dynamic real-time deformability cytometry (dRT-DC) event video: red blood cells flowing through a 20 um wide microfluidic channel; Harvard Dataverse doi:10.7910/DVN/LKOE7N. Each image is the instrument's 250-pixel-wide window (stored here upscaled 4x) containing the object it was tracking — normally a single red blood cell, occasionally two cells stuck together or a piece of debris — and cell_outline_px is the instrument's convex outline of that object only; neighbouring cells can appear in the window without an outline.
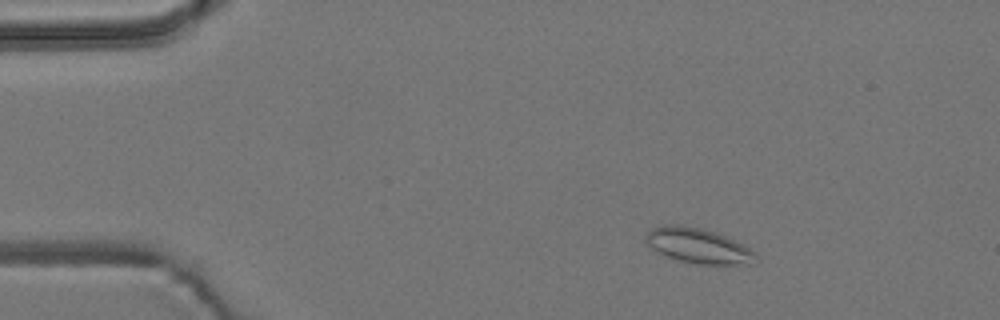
{"species": "common noctule bat (a hibernating species)", "species_latin": "Nyctalus noctula", "temperature_condition": "room temperature", "stored_images_in_passage": 4, "camera_frame_rate_fps": 3000, "um_per_image_px": 0.085, "animal": {"sex": "male", "body_mass_g": 19.2, "forearm_length_mm": 51.8}, "frame": {"image": 1, "passage_image": 1, "time_ms": 0.0, "image_size_px": [1000, 320], "cell_outline_px": [[756, 264], [696, 264], [680, 260], [668, 256], [652, 248], [644, 240], [644, 236], [652, 228], [664, 224], [680, 224], [700, 228], [716, 232], [744, 244], [756, 252]], "centroid_in_image_um": [59.37, 20.88], "position_along_channel_um": 25.6, "area_um2": 22.54}}
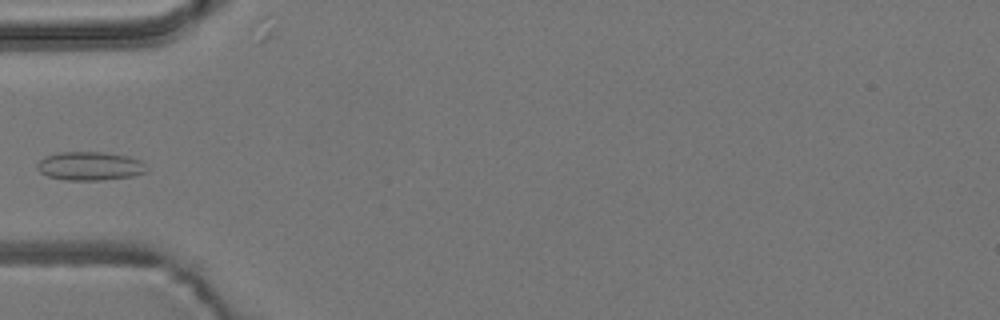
{"frame": {"image": 2, "passage_image": 4, "time_ms": 1.0, "image_size_px": [1000, 320], "cell_outline_px": [[148, 172], [132, 176], [100, 180], [64, 180], [48, 176], [40, 172], [36, 168], [36, 164], [40, 160], [48, 156], [60, 152], [100, 152], [128, 156], [140, 160], [144, 164]], "centroid_in_image_um": [7.64, 14.12], "position_along_channel_um": 77.4, "area_um2": 18.15}}